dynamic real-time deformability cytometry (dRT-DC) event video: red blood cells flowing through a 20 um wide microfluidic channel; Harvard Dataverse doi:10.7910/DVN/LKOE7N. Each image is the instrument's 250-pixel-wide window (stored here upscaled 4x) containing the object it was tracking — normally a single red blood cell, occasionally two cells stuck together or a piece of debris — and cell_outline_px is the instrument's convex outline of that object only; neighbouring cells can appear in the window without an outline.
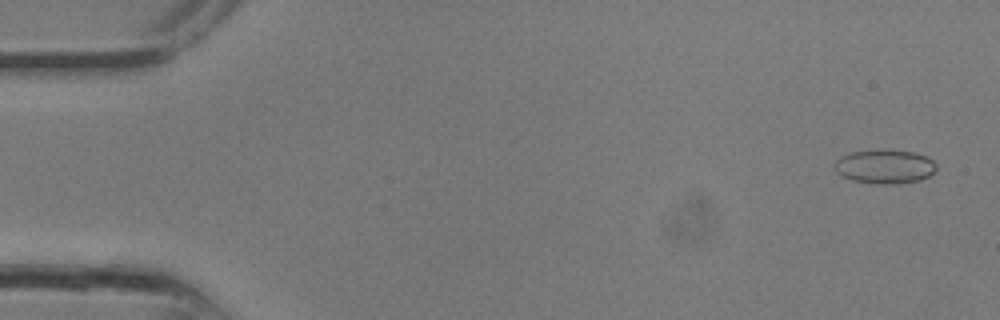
{"species": "common noctule bat (a hibernating species)", "species_latin": "Nyctalus noctula", "temperature_condition": "room temperature", "stored_images_in_passage": 8, "camera_frame_rate_fps": 3000, "um_per_image_px": 0.085, "animal": {"sex": "male", "body_mass_g": 13.3}, "frame": {"image": 1, "passage_image": 2, "time_ms": 0.333, "image_size_px": [1000, 320], "cell_outline_px": [[936, 168], [928, 176], [920, 180], [900, 184], [876, 184], [852, 180], [836, 172], [832, 168], [832, 164], [840, 156], [852, 152], [912, 152], [924, 156], [932, 160], [936, 164]], "centroid_in_image_um": [75.16, 14.21], "position_along_channel_um": 9.8, "area_um2": 19.59}}